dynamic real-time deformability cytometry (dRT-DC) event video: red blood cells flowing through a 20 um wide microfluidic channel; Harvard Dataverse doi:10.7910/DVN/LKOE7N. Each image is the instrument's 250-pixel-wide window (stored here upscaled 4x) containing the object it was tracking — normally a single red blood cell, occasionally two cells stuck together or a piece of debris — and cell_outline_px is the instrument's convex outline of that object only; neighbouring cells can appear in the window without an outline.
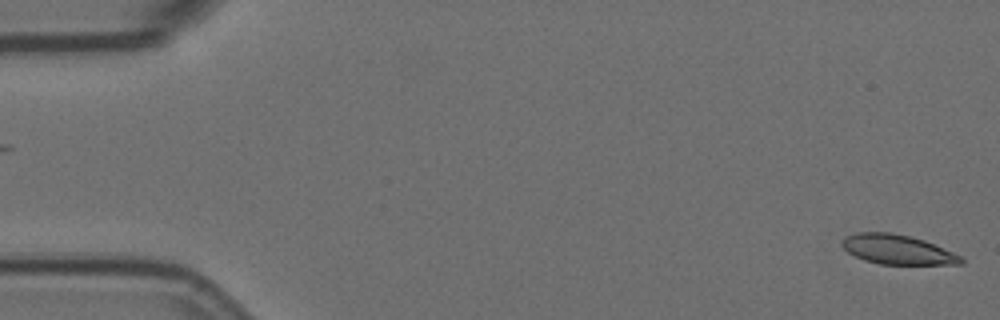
{"species": "Egyptian fruit bat (a non-hibernating species)", "species_latin": "Rousettus aegyptiacus", "temperature_condition": "room temperature", "stored_images_in_passage": 2, "camera_frame_rate_fps": 3000, "um_per_image_px": 0.085, "animal": {"sex": "female"}, "frame": {"image": 1, "passage_image": 2, "time_ms": 0.333, "image_size_px": [1000, 320], "cell_outline_px": [[964, 264], [880, 264], [864, 260], [848, 252], [840, 244], [848, 236], [856, 232], [888, 232], [908, 236], [924, 240], [952, 252], [960, 256], [964, 260]], "centroid_in_image_um": [76.28, 21.21], "position_along_channel_um": 8.7, "area_um2": 20.17}}